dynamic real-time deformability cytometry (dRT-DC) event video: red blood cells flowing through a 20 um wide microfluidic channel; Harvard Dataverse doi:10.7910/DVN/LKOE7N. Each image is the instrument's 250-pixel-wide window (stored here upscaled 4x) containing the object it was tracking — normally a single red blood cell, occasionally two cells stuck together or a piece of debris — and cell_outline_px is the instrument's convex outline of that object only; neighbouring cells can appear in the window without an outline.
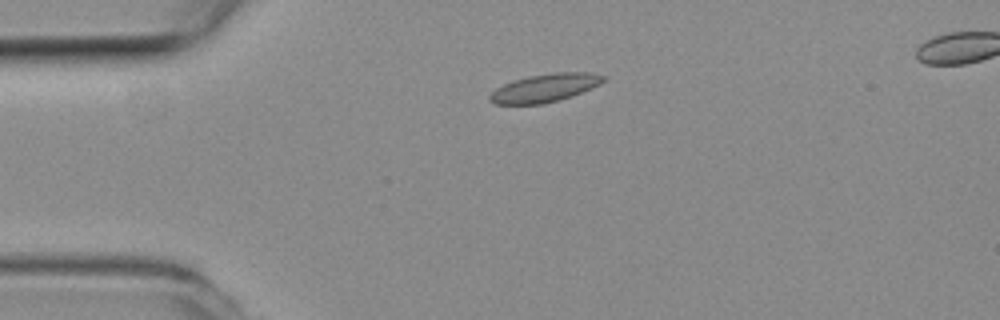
{"species": "common noctule bat (a hibernating species)", "species_latin": "Nyctalus noctula", "temperature_condition": "room temperature", "stored_images_in_passage": 35, "camera_frame_rate_fps": 3000, "um_per_image_px": 0.085, "animal": {"sex": "female", "body_mass_g": 19.3, "forearm_length_mm": 54.1}, "frame": {"image": 1, "passage_image": 1, "time_ms": 0.0, "image_size_px": [1000, 320], "cell_outline_px": [[608, 80], [592, 88], [572, 96], [560, 100], [544, 104], [496, 104], [488, 100], [488, 96], [496, 88], [512, 80], [528, 76], [552, 72], [592, 72], [608, 76]], "centroid_in_image_um": [46.37, 7.46], "position_along_channel_um": 38.6, "area_um2": 19.02}}
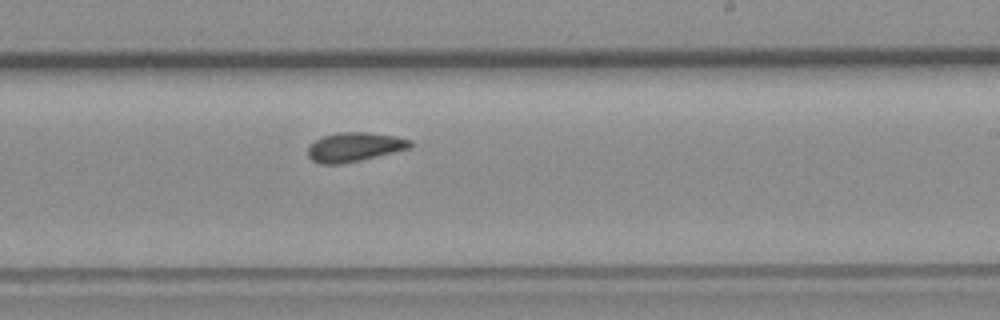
{"frame": {"image": 2, "passage_image": 20, "time_ms": 6.333, "image_size_px": [1000, 320], "cell_outline_px": [[412, 144], [408, 148], [360, 160], [340, 164], [320, 164], [312, 160], [308, 156], [308, 148], [316, 140], [324, 136], [336, 132], [368, 132], [396, 136], [412, 140]], "centroid_in_image_um": [30.11, 12.48], "position_along_channel_um": 258.9, "area_um2": 17.17}}
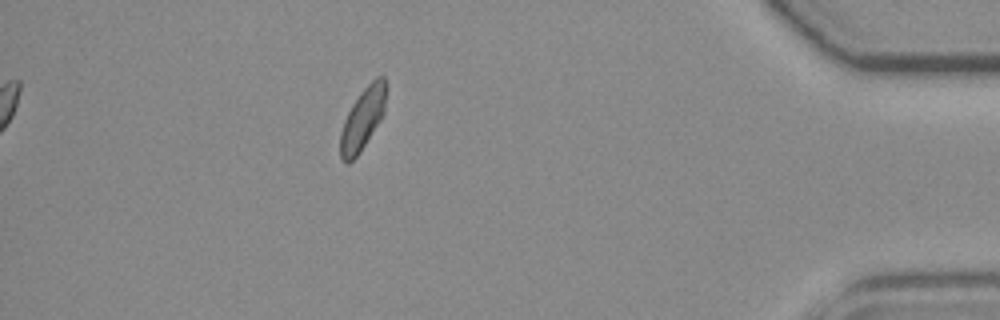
{"frame": {"image": 3, "passage_image": 35, "time_ms": 11.333, "image_size_px": [1000, 320], "cell_outline_px": [[388, 84], [384, 112], [380, 120], [360, 152], [348, 164], [340, 160], [340, 132], [344, 120], [352, 104], [360, 92], [376, 76], [384, 76]], "centroid_in_image_um": [30.84, 10.07], "position_along_channel_um": 404.4, "area_um2": 16.7}, "authors_computed_cell_mechanics": {"area_um2": 17.1666, "velocity_mm_per_s": 3.9487, "shape_relaxation_time_tau1_ms": 5.4586, "shape_relaxation_time_tau2_ms": null, "deformation_change_tau1": 0.1044, "deformation_change_tau2": null}}